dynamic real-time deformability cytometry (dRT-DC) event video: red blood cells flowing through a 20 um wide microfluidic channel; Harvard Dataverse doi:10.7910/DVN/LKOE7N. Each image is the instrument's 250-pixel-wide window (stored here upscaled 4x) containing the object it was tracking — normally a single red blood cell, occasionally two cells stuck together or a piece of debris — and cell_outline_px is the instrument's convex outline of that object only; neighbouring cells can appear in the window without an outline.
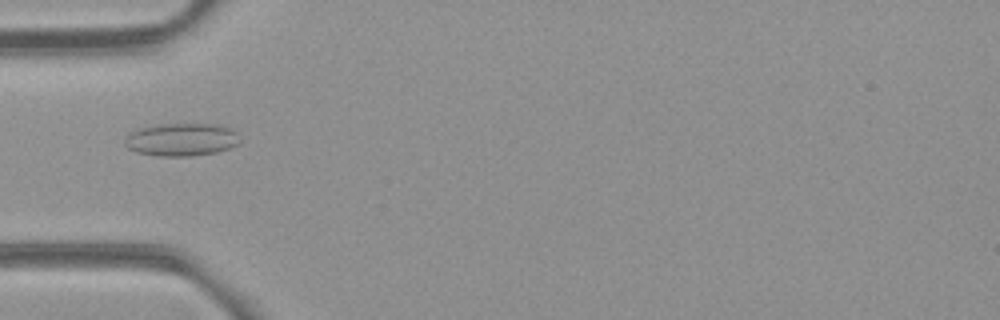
{"species": "common noctule bat (a hibernating species)", "species_latin": "Nyctalus noctula", "temperature_condition": "room temperature", "stored_images_in_passage": 45, "camera_frame_rate_fps": 3000, "um_per_image_px": 0.085, "animal": {"sex": "female", "body_mass_g": 21.9}, "frame": {"image": 1, "passage_image": 9, "time_ms": 2.667, "image_size_px": [1000, 320], "cell_outline_px": [[240, 144], [216, 152], [192, 156], [156, 156], [136, 152], [128, 148], [124, 144], [124, 140], [132, 132], [140, 128], [156, 124], [216, 124], [232, 128], [236, 132], [240, 140]], "centroid_in_image_um": [15.44, 11.86], "position_along_channel_um": 69.6, "area_um2": 22.14}}
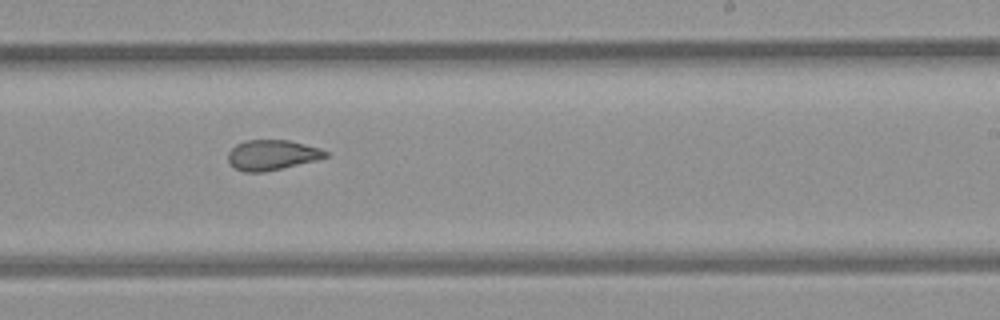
{"frame": {"image": 2, "passage_image": 24, "time_ms": 7.667, "image_size_px": [1000, 320], "cell_outline_px": [[328, 156], [280, 168], [260, 172], [244, 172], [236, 168], [228, 160], [228, 152], [236, 144], [244, 140], [288, 140], [320, 148], [328, 152]], "centroid_in_image_um": [23.08, 13.15], "position_along_channel_um": 265.9, "area_um2": 16.7}}
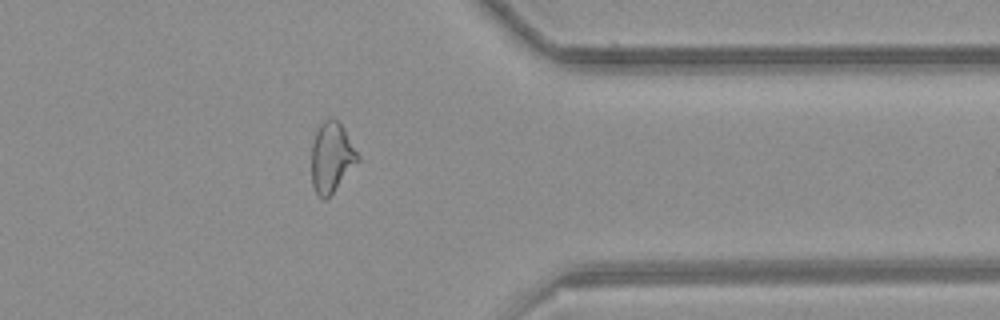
{"frame": {"image": 3, "passage_image": 34, "time_ms": 11.0, "image_size_px": [1000, 320], "cell_outline_px": [[360, 160], [332, 192], [324, 200], [316, 192], [312, 184], [312, 144], [316, 128], [324, 120], [336, 120], [344, 128], [360, 156]], "centroid_in_image_um": [28.18, 13.35], "position_along_channel_um": 383.2, "area_um2": 18.61}, "authors_computed_cell_mechanics": {"area_um2": 18.785, "velocity_mm_per_s": 3.9056, "shape_relaxation_time_tau1_ms": null, "shape_relaxation_time_tau2_ms": 2.3477, "deformation_change_tau1": null, "deformation_change_tau2": 0.0812}}